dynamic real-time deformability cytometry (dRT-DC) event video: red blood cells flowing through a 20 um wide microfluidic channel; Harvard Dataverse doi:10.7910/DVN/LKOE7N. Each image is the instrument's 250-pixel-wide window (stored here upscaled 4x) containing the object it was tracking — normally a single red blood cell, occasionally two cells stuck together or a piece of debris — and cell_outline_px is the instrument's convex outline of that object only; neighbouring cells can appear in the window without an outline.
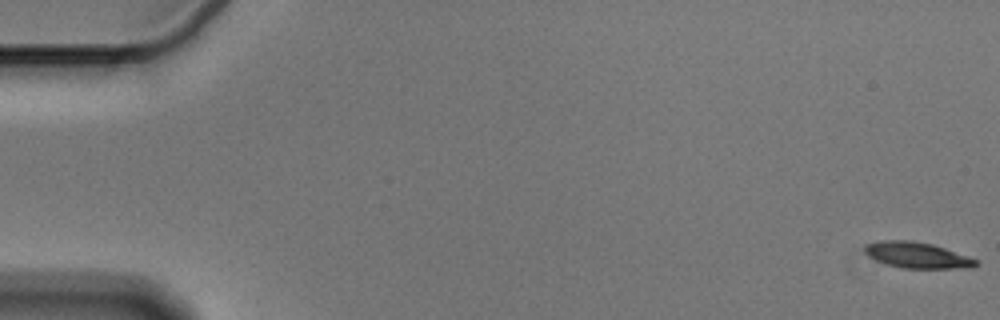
{"species": "Egyptian fruit bat (a non-hibernating species)", "species_latin": "Rousettus aegyptiacus", "temperature_condition": "cold", "stored_images_in_passage": 57, "camera_frame_rate_fps": 3000, "um_per_image_px": 0.085, "animal": {"sex": "male"}, "frame": {"image": 1, "passage_image": 1, "time_ms": 0.0, "image_size_px": [1000, 320], "cell_outline_px": [[976, 264], [972, 268], [904, 268], [888, 264], [876, 260], [868, 256], [864, 252], [864, 248], [868, 244], [880, 240], [912, 240], [932, 244], [968, 256], [976, 260]], "centroid_in_image_um": [77.93, 21.68], "position_along_channel_um": 7.1, "area_um2": 16.59}}
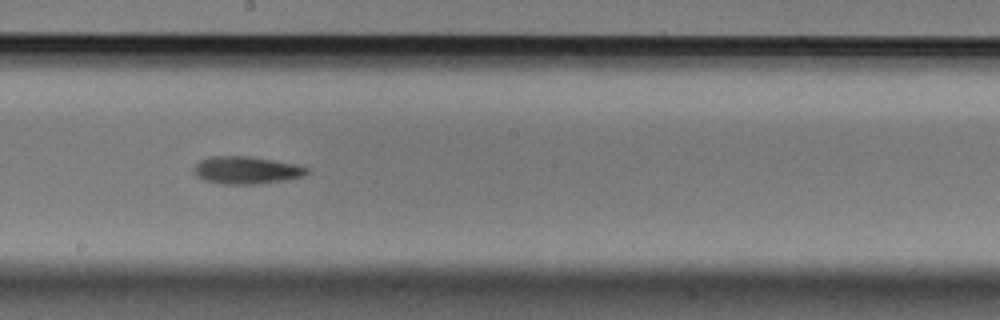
{"frame": {"image": 2, "passage_image": 32, "time_ms": 10.333, "image_size_px": [1000, 320], "cell_outline_px": [[308, 172], [304, 176], [284, 180], [252, 184], [220, 184], [204, 180], [196, 176], [192, 172], [192, 168], [200, 160], [208, 156], [248, 156], [296, 164], [308, 168]], "centroid_in_image_um": [20.88, 14.46], "position_along_channel_um": 227.3, "area_um2": 18.15}}
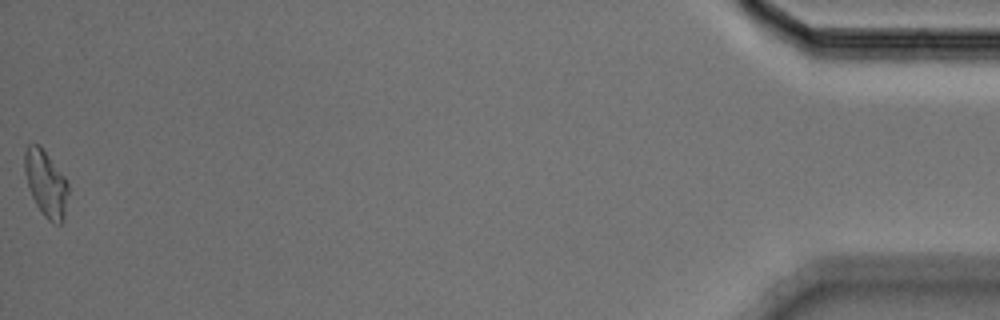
{"frame": {"image": 3, "passage_image": 57, "time_ms": 18.667, "image_size_px": [1000, 320], "cell_outline_px": [[68, 192], [64, 220], [60, 224], [56, 224], [48, 220], [44, 216], [36, 204], [32, 196], [24, 172], [24, 152], [28, 144], [40, 144], [64, 176], [68, 184]], "centroid_in_image_um": [3.9, 15.59], "position_along_channel_um": 431.3, "area_um2": 16.82}, "authors_computed_cell_mechanics": {"area_um2": 16.9932, "velocity_mm_per_s": 3.5788, "shape_relaxation_time_tau1_ms": 4.8863, "shape_relaxation_time_tau2_ms": 5.878, "deformation_change_tau1": 0.1521, "deformation_change_tau2": 0.1395}}